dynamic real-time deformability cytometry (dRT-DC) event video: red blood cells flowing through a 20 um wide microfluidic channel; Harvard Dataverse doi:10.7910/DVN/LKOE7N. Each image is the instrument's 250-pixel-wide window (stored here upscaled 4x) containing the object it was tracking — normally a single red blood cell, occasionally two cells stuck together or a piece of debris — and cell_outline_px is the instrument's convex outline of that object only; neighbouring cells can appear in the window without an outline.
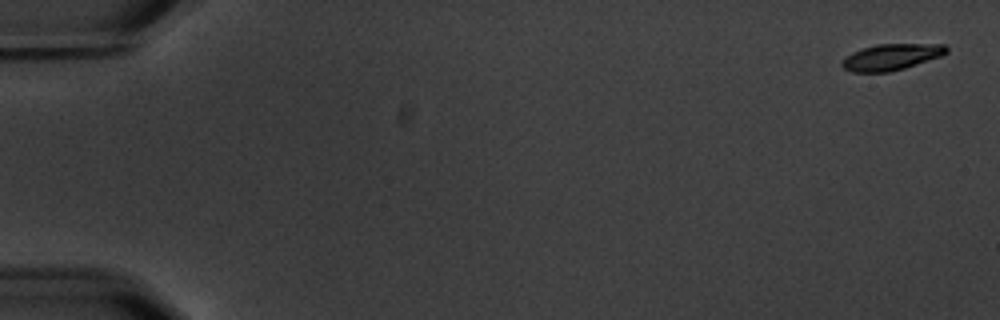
{"species": "common noctule bat (a hibernating species)", "species_latin": "Nyctalus noctula", "temperature_condition": "warm", "stored_images_in_passage": 6, "camera_frame_rate_fps": 3000, "um_per_image_px": 0.085, "animal": {"sex": "male", "body_mass_g": 20.1, "forearm_length_mm": 53.5}, "frame": {"image": 1, "passage_image": 1, "time_ms": 0.0, "image_size_px": [1000, 320], "cell_outline_px": [[948, 52], [940, 56], [904, 68], [888, 72], [852, 72], [844, 68], [840, 64], [852, 52], [876, 44], [944, 44], [948, 48]], "centroid_in_image_um": [75.77, 4.84], "position_along_channel_um": 9.2, "area_um2": 15.72}}
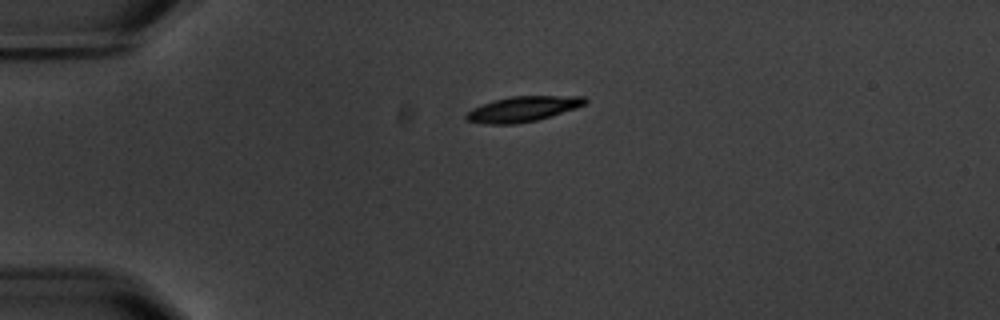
{"frame": {"image": 2, "passage_image": 5, "time_ms": 4.333, "image_size_px": [1000, 320], "cell_outline_px": [[588, 100], [584, 104], [576, 108], [536, 120], [516, 124], [488, 124], [464, 120], [464, 116], [472, 108], [492, 100], [508, 96], [584, 96]], "centroid_in_image_um": [44.39, 9.26], "position_along_channel_um": 40.6, "area_um2": 17.51}}